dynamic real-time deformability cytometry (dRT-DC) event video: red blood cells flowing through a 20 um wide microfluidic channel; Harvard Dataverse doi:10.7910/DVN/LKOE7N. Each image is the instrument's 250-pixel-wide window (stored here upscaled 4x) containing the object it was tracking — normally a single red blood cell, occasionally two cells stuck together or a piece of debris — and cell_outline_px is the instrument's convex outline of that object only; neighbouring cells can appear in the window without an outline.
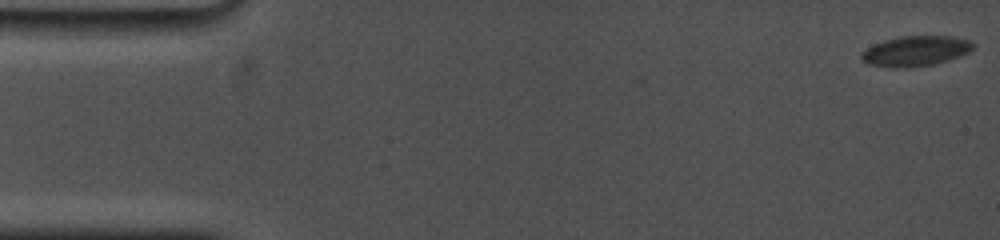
{"species": "common noctule bat (a hibernating species)", "species_latin": "Nyctalus noctula", "temperature_condition": "cold", "stored_images_in_passage": 44, "camera_frame_rate_fps": 5000, "um_per_image_px": 0.085, "animal": {"sex": "female", "body_mass_g": 19.0, "forearm_length_mm": 53.3}, "frame": {"image": 1, "passage_image": 1, "time_ms": 0.0, "image_size_px": [1000, 240], "cell_outline_px": [[976, 44], [968, 52], [960, 56], [936, 64], [904, 68], [892, 68], [868, 64], [860, 60], [860, 56], [868, 48], [884, 40], [900, 36], [952, 36], [972, 40]], "centroid_in_image_um": [77.85, 4.34], "position_along_channel_um": 7.1, "area_um2": 19.77}}
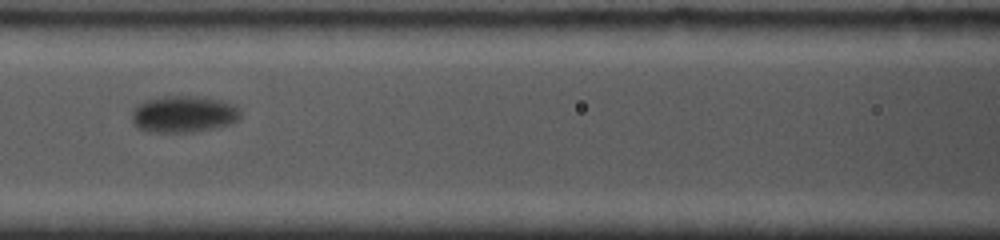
{"frame": {"image": 2, "passage_image": 19, "time_ms": 8.0, "image_size_px": [1000, 240], "cell_outline_px": [[240, 116], [232, 124], [192, 132], [148, 132], [136, 128], [132, 120], [132, 112], [136, 104], [144, 100], [164, 96], [196, 96], [220, 100], [236, 104], [240, 108]], "centroid_in_image_um": [15.59, 9.7], "position_along_channel_um": 151.0, "area_um2": 23.52}}
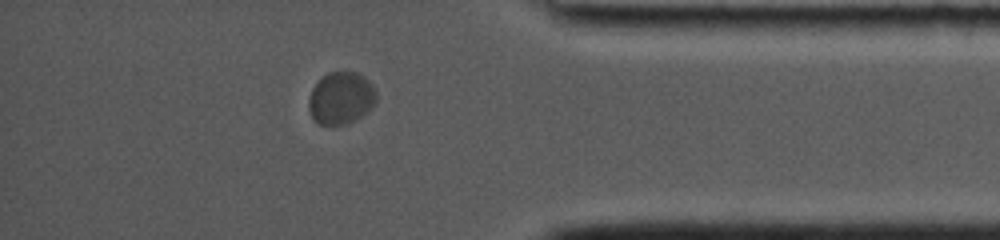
{"frame": {"image": 3, "passage_image": 38, "time_ms": 15.6, "image_size_px": [1000, 240], "cell_outline_px": [[376, 100], [372, 108], [368, 112], [356, 120], [348, 124], [316, 124], [312, 120], [308, 108], [308, 100], [312, 88], [328, 72], [356, 72], [364, 76], [376, 88]], "centroid_in_image_um": [28.99, 8.36], "position_along_channel_um": 406.2, "area_um2": 20.87}, "authors_computed_cell_mechanics": {"area_um2": 20.8947, "velocity_mm_per_s": 3.4911, "shape_relaxation_time_tau1_ms": 1.3496, "shape_relaxation_time_tau2_ms": null, "deformation_change_tau1": 0.0675, "deformation_change_tau2": null}}